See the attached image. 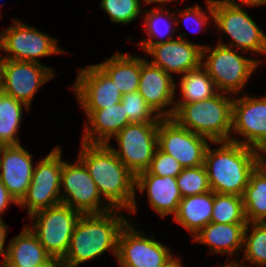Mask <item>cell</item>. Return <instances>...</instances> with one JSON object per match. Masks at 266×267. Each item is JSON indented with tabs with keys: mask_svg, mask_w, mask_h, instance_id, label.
<instances>
[{
	"mask_svg": "<svg viewBox=\"0 0 266 267\" xmlns=\"http://www.w3.org/2000/svg\"><path fill=\"white\" fill-rule=\"evenodd\" d=\"M212 143L221 146L211 150L208 145L204 155L211 190L214 193L242 197L250 175L255 170L253 148L230 140Z\"/></svg>",
	"mask_w": 266,
	"mask_h": 267,
	"instance_id": "obj_3",
	"label": "cell"
},
{
	"mask_svg": "<svg viewBox=\"0 0 266 267\" xmlns=\"http://www.w3.org/2000/svg\"><path fill=\"white\" fill-rule=\"evenodd\" d=\"M213 212V191L187 196L179 203L174 220L193 236L211 223Z\"/></svg>",
	"mask_w": 266,
	"mask_h": 267,
	"instance_id": "obj_25",
	"label": "cell"
},
{
	"mask_svg": "<svg viewBox=\"0 0 266 267\" xmlns=\"http://www.w3.org/2000/svg\"><path fill=\"white\" fill-rule=\"evenodd\" d=\"M82 142L90 144H109L124 126L131 123L125 114L122 103L93 111L88 117Z\"/></svg>",
	"mask_w": 266,
	"mask_h": 267,
	"instance_id": "obj_21",
	"label": "cell"
},
{
	"mask_svg": "<svg viewBox=\"0 0 266 267\" xmlns=\"http://www.w3.org/2000/svg\"><path fill=\"white\" fill-rule=\"evenodd\" d=\"M78 158L107 204L113 209L136 213L135 175L118 159L110 145L81 142Z\"/></svg>",
	"mask_w": 266,
	"mask_h": 267,
	"instance_id": "obj_1",
	"label": "cell"
},
{
	"mask_svg": "<svg viewBox=\"0 0 266 267\" xmlns=\"http://www.w3.org/2000/svg\"><path fill=\"white\" fill-rule=\"evenodd\" d=\"M6 261L20 267H36L41 265H60L44 249L37 236L29 226H25L22 232L9 241Z\"/></svg>",
	"mask_w": 266,
	"mask_h": 267,
	"instance_id": "obj_22",
	"label": "cell"
},
{
	"mask_svg": "<svg viewBox=\"0 0 266 267\" xmlns=\"http://www.w3.org/2000/svg\"><path fill=\"white\" fill-rule=\"evenodd\" d=\"M219 267H250L249 265H241L240 263L238 264V262L234 261V262H230V263H227L226 265H222V266H219Z\"/></svg>",
	"mask_w": 266,
	"mask_h": 267,
	"instance_id": "obj_43",
	"label": "cell"
},
{
	"mask_svg": "<svg viewBox=\"0 0 266 267\" xmlns=\"http://www.w3.org/2000/svg\"><path fill=\"white\" fill-rule=\"evenodd\" d=\"M8 226L4 224L2 218L0 219V256L3 255V261L6 260L7 251L8 249L4 250V244L6 240V233H7Z\"/></svg>",
	"mask_w": 266,
	"mask_h": 267,
	"instance_id": "obj_38",
	"label": "cell"
},
{
	"mask_svg": "<svg viewBox=\"0 0 266 267\" xmlns=\"http://www.w3.org/2000/svg\"><path fill=\"white\" fill-rule=\"evenodd\" d=\"M252 224V232L248 235L249 226ZM244 262L253 265L264 266L266 264V222H250L246 224L244 231Z\"/></svg>",
	"mask_w": 266,
	"mask_h": 267,
	"instance_id": "obj_31",
	"label": "cell"
},
{
	"mask_svg": "<svg viewBox=\"0 0 266 267\" xmlns=\"http://www.w3.org/2000/svg\"><path fill=\"white\" fill-rule=\"evenodd\" d=\"M3 92V59L0 56V93Z\"/></svg>",
	"mask_w": 266,
	"mask_h": 267,
	"instance_id": "obj_41",
	"label": "cell"
},
{
	"mask_svg": "<svg viewBox=\"0 0 266 267\" xmlns=\"http://www.w3.org/2000/svg\"><path fill=\"white\" fill-rule=\"evenodd\" d=\"M121 103L131 123L159 122L162 119L146 103L144 97L138 91L124 94Z\"/></svg>",
	"mask_w": 266,
	"mask_h": 267,
	"instance_id": "obj_33",
	"label": "cell"
},
{
	"mask_svg": "<svg viewBox=\"0 0 266 267\" xmlns=\"http://www.w3.org/2000/svg\"><path fill=\"white\" fill-rule=\"evenodd\" d=\"M62 150L53 149L33 169L31 184L18 206L27 207L29 217L37 211L61 203Z\"/></svg>",
	"mask_w": 266,
	"mask_h": 267,
	"instance_id": "obj_8",
	"label": "cell"
},
{
	"mask_svg": "<svg viewBox=\"0 0 266 267\" xmlns=\"http://www.w3.org/2000/svg\"><path fill=\"white\" fill-rule=\"evenodd\" d=\"M11 202L18 204L17 200L8 192L7 188L2 184L0 180V219L1 213H3L8 208Z\"/></svg>",
	"mask_w": 266,
	"mask_h": 267,
	"instance_id": "obj_37",
	"label": "cell"
},
{
	"mask_svg": "<svg viewBox=\"0 0 266 267\" xmlns=\"http://www.w3.org/2000/svg\"><path fill=\"white\" fill-rule=\"evenodd\" d=\"M180 91L183 101H175L169 108L170 118L181 104H189L213 97L218 90L209 73L202 67L184 73L180 80Z\"/></svg>",
	"mask_w": 266,
	"mask_h": 267,
	"instance_id": "obj_27",
	"label": "cell"
},
{
	"mask_svg": "<svg viewBox=\"0 0 266 267\" xmlns=\"http://www.w3.org/2000/svg\"><path fill=\"white\" fill-rule=\"evenodd\" d=\"M32 162V155L23 146H0V180L17 202L31 184Z\"/></svg>",
	"mask_w": 266,
	"mask_h": 267,
	"instance_id": "obj_18",
	"label": "cell"
},
{
	"mask_svg": "<svg viewBox=\"0 0 266 267\" xmlns=\"http://www.w3.org/2000/svg\"><path fill=\"white\" fill-rule=\"evenodd\" d=\"M253 152H262L263 155H266V145H258L253 147Z\"/></svg>",
	"mask_w": 266,
	"mask_h": 267,
	"instance_id": "obj_44",
	"label": "cell"
},
{
	"mask_svg": "<svg viewBox=\"0 0 266 267\" xmlns=\"http://www.w3.org/2000/svg\"><path fill=\"white\" fill-rule=\"evenodd\" d=\"M183 36L186 34L158 44H140V47L153 57L150 62L152 65L160 67L171 76L173 73L183 75L201 66L204 47L189 42Z\"/></svg>",
	"mask_w": 266,
	"mask_h": 267,
	"instance_id": "obj_16",
	"label": "cell"
},
{
	"mask_svg": "<svg viewBox=\"0 0 266 267\" xmlns=\"http://www.w3.org/2000/svg\"><path fill=\"white\" fill-rule=\"evenodd\" d=\"M173 1H178V0H173ZM168 2H172V0H144L143 3H145L146 5L151 3H159V5L161 4L163 5Z\"/></svg>",
	"mask_w": 266,
	"mask_h": 267,
	"instance_id": "obj_42",
	"label": "cell"
},
{
	"mask_svg": "<svg viewBox=\"0 0 266 267\" xmlns=\"http://www.w3.org/2000/svg\"><path fill=\"white\" fill-rule=\"evenodd\" d=\"M124 94L138 91L141 58L117 53L103 63L97 64Z\"/></svg>",
	"mask_w": 266,
	"mask_h": 267,
	"instance_id": "obj_26",
	"label": "cell"
},
{
	"mask_svg": "<svg viewBox=\"0 0 266 267\" xmlns=\"http://www.w3.org/2000/svg\"><path fill=\"white\" fill-rule=\"evenodd\" d=\"M183 168L184 167L173 156L164 153L157 147L150 167L146 171L138 174L177 177L182 172Z\"/></svg>",
	"mask_w": 266,
	"mask_h": 267,
	"instance_id": "obj_35",
	"label": "cell"
},
{
	"mask_svg": "<svg viewBox=\"0 0 266 267\" xmlns=\"http://www.w3.org/2000/svg\"><path fill=\"white\" fill-rule=\"evenodd\" d=\"M141 0H101L100 6L113 23L128 24L141 14Z\"/></svg>",
	"mask_w": 266,
	"mask_h": 267,
	"instance_id": "obj_34",
	"label": "cell"
},
{
	"mask_svg": "<svg viewBox=\"0 0 266 267\" xmlns=\"http://www.w3.org/2000/svg\"><path fill=\"white\" fill-rule=\"evenodd\" d=\"M176 179L182 198L211 191L204 165L183 168Z\"/></svg>",
	"mask_w": 266,
	"mask_h": 267,
	"instance_id": "obj_32",
	"label": "cell"
},
{
	"mask_svg": "<svg viewBox=\"0 0 266 267\" xmlns=\"http://www.w3.org/2000/svg\"><path fill=\"white\" fill-rule=\"evenodd\" d=\"M158 124L159 122L129 123L114 136L119 148L110 147L135 176L150 167L157 148Z\"/></svg>",
	"mask_w": 266,
	"mask_h": 267,
	"instance_id": "obj_9",
	"label": "cell"
},
{
	"mask_svg": "<svg viewBox=\"0 0 266 267\" xmlns=\"http://www.w3.org/2000/svg\"><path fill=\"white\" fill-rule=\"evenodd\" d=\"M211 222L220 224H247L243 198L235 194L213 192Z\"/></svg>",
	"mask_w": 266,
	"mask_h": 267,
	"instance_id": "obj_29",
	"label": "cell"
},
{
	"mask_svg": "<svg viewBox=\"0 0 266 267\" xmlns=\"http://www.w3.org/2000/svg\"><path fill=\"white\" fill-rule=\"evenodd\" d=\"M238 51L219 43L213 49L209 46L202 49L201 66L211 76L218 92L239 94L261 62L245 58L239 55ZM204 58L207 60H203Z\"/></svg>",
	"mask_w": 266,
	"mask_h": 267,
	"instance_id": "obj_6",
	"label": "cell"
},
{
	"mask_svg": "<svg viewBox=\"0 0 266 267\" xmlns=\"http://www.w3.org/2000/svg\"><path fill=\"white\" fill-rule=\"evenodd\" d=\"M207 12L221 34L229 35V45L219 44L266 55V34L234 0H206Z\"/></svg>",
	"mask_w": 266,
	"mask_h": 267,
	"instance_id": "obj_5",
	"label": "cell"
},
{
	"mask_svg": "<svg viewBox=\"0 0 266 267\" xmlns=\"http://www.w3.org/2000/svg\"><path fill=\"white\" fill-rule=\"evenodd\" d=\"M265 155L254 152L255 170L243 193L247 222H266V162Z\"/></svg>",
	"mask_w": 266,
	"mask_h": 267,
	"instance_id": "obj_23",
	"label": "cell"
},
{
	"mask_svg": "<svg viewBox=\"0 0 266 267\" xmlns=\"http://www.w3.org/2000/svg\"><path fill=\"white\" fill-rule=\"evenodd\" d=\"M82 214L64 203L35 212L30 228L53 259L61 261L68 250L74 227ZM35 218V219H34Z\"/></svg>",
	"mask_w": 266,
	"mask_h": 267,
	"instance_id": "obj_7",
	"label": "cell"
},
{
	"mask_svg": "<svg viewBox=\"0 0 266 267\" xmlns=\"http://www.w3.org/2000/svg\"><path fill=\"white\" fill-rule=\"evenodd\" d=\"M120 209L100 214H82L78 219L66 255L60 261L61 267H76L94 259L107 250L115 257L118 253V238L128 222ZM118 212V213H117Z\"/></svg>",
	"mask_w": 266,
	"mask_h": 267,
	"instance_id": "obj_2",
	"label": "cell"
},
{
	"mask_svg": "<svg viewBox=\"0 0 266 267\" xmlns=\"http://www.w3.org/2000/svg\"><path fill=\"white\" fill-rule=\"evenodd\" d=\"M79 71L72 88L87 117L95 110L121 102L122 93L97 64L89 65Z\"/></svg>",
	"mask_w": 266,
	"mask_h": 267,
	"instance_id": "obj_14",
	"label": "cell"
},
{
	"mask_svg": "<svg viewBox=\"0 0 266 267\" xmlns=\"http://www.w3.org/2000/svg\"><path fill=\"white\" fill-rule=\"evenodd\" d=\"M178 12H180L179 15L183 17L184 23L187 21H195V25H197V27L199 26L200 28L208 24V16L198 5H196L195 7H186L185 11ZM198 32H200V30Z\"/></svg>",
	"mask_w": 266,
	"mask_h": 267,
	"instance_id": "obj_36",
	"label": "cell"
},
{
	"mask_svg": "<svg viewBox=\"0 0 266 267\" xmlns=\"http://www.w3.org/2000/svg\"><path fill=\"white\" fill-rule=\"evenodd\" d=\"M241 5L244 6H256L263 5L266 3V0H239Z\"/></svg>",
	"mask_w": 266,
	"mask_h": 267,
	"instance_id": "obj_39",
	"label": "cell"
},
{
	"mask_svg": "<svg viewBox=\"0 0 266 267\" xmlns=\"http://www.w3.org/2000/svg\"><path fill=\"white\" fill-rule=\"evenodd\" d=\"M23 107L30 109L12 96L0 93V146L20 145L16 136L22 121Z\"/></svg>",
	"mask_w": 266,
	"mask_h": 267,
	"instance_id": "obj_28",
	"label": "cell"
},
{
	"mask_svg": "<svg viewBox=\"0 0 266 267\" xmlns=\"http://www.w3.org/2000/svg\"><path fill=\"white\" fill-rule=\"evenodd\" d=\"M56 40L19 20L0 33V50L8 52L2 59L40 63L39 57L64 53Z\"/></svg>",
	"mask_w": 266,
	"mask_h": 267,
	"instance_id": "obj_11",
	"label": "cell"
},
{
	"mask_svg": "<svg viewBox=\"0 0 266 267\" xmlns=\"http://www.w3.org/2000/svg\"><path fill=\"white\" fill-rule=\"evenodd\" d=\"M175 91L176 82H174L173 76L141 58L138 92L159 117L170 118V110L162 109L174 104Z\"/></svg>",
	"mask_w": 266,
	"mask_h": 267,
	"instance_id": "obj_19",
	"label": "cell"
},
{
	"mask_svg": "<svg viewBox=\"0 0 266 267\" xmlns=\"http://www.w3.org/2000/svg\"><path fill=\"white\" fill-rule=\"evenodd\" d=\"M210 141L207 137L181 127L173 118H162L158 124L157 147L173 156L184 168L204 165Z\"/></svg>",
	"mask_w": 266,
	"mask_h": 267,
	"instance_id": "obj_12",
	"label": "cell"
},
{
	"mask_svg": "<svg viewBox=\"0 0 266 267\" xmlns=\"http://www.w3.org/2000/svg\"><path fill=\"white\" fill-rule=\"evenodd\" d=\"M127 222L118 238L116 259L120 267H166L175 259L162 243L143 236Z\"/></svg>",
	"mask_w": 266,
	"mask_h": 267,
	"instance_id": "obj_13",
	"label": "cell"
},
{
	"mask_svg": "<svg viewBox=\"0 0 266 267\" xmlns=\"http://www.w3.org/2000/svg\"><path fill=\"white\" fill-rule=\"evenodd\" d=\"M246 224L209 223L195 234L194 241L207 244L213 253L238 254L243 246Z\"/></svg>",
	"mask_w": 266,
	"mask_h": 267,
	"instance_id": "obj_24",
	"label": "cell"
},
{
	"mask_svg": "<svg viewBox=\"0 0 266 267\" xmlns=\"http://www.w3.org/2000/svg\"><path fill=\"white\" fill-rule=\"evenodd\" d=\"M217 92L213 97L181 104L173 119L183 128L212 141H229L232 132L233 99Z\"/></svg>",
	"mask_w": 266,
	"mask_h": 267,
	"instance_id": "obj_4",
	"label": "cell"
},
{
	"mask_svg": "<svg viewBox=\"0 0 266 267\" xmlns=\"http://www.w3.org/2000/svg\"><path fill=\"white\" fill-rule=\"evenodd\" d=\"M142 194L147 189L148 202L160 216L176 214L182 196L179 192L176 177H160L154 174H137L135 189Z\"/></svg>",
	"mask_w": 266,
	"mask_h": 267,
	"instance_id": "obj_20",
	"label": "cell"
},
{
	"mask_svg": "<svg viewBox=\"0 0 266 267\" xmlns=\"http://www.w3.org/2000/svg\"><path fill=\"white\" fill-rule=\"evenodd\" d=\"M160 8L153 9L150 11L144 10V12H146L147 14L145 16L144 24H145L146 33L148 34V39L140 42L139 44H158V43H162V42L175 39L173 37L174 36L173 33H175V30L173 28L178 25V20L173 21V18H175V15L168 13L166 9L163 10L162 6H160ZM167 19L169 21L171 19L175 26L173 25L172 22L169 23ZM161 23H163V25H161ZM164 37H167V40H165ZM156 38H159V39L155 41L154 39Z\"/></svg>",
	"mask_w": 266,
	"mask_h": 267,
	"instance_id": "obj_30",
	"label": "cell"
},
{
	"mask_svg": "<svg viewBox=\"0 0 266 267\" xmlns=\"http://www.w3.org/2000/svg\"><path fill=\"white\" fill-rule=\"evenodd\" d=\"M166 267H184L181 264V261H179V259L177 260L176 258L171 261Z\"/></svg>",
	"mask_w": 266,
	"mask_h": 267,
	"instance_id": "obj_45",
	"label": "cell"
},
{
	"mask_svg": "<svg viewBox=\"0 0 266 267\" xmlns=\"http://www.w3.org/2000/svg\"><path fill=\"white\" fill-rule=\"evenodd\" d=\"M232 130L245 139L232 136L230 141L252 148L266 145V95L260 99L247 95L233 98Z\"/></svg>",
	"mask_w": 266,
	"mask_h": 267,
	"instance_id": "obj_17",
	"label": "cell"
},
{
	"mask_svg": "<svg viewBox=\"0 0 266 267\" xmlns=\"http://www.w3.org/2000/svg\"><path fill=\"white\" fill-rule=\"evenodd\" d=\"M62 186L65 193H61V203L81 214H100L113 209L104 202L102 204L97 185L79 158L74 164L63 161L61 188Z\"/></svg>",
	"mask_w": 266,
	"mask_h": 267,
	"instance_id": "obj_10",
	"label": "cell"
},
{
	"mask_svg": "<svg viewBox=\"0 0 266 267\" xmlns=\"http://www.w3.org/2000/svg\"><path fill=\"white\" fill-rule=\"evenodd\" d=\"M53 71L35 62L3 59V93L30 108L39 87L55 76Z\"/></svg>",
	"mask_w": 266,
	"mask_h": 267,
	"instance_id": "obj_15",
	"label": "cell"
},
{
	"mask_svg": "<svg viewBox=\"0 0 266 267\" xmlns=\"http://www.w3.org/2000/svg\"><path fill=\"white\" fill-rule=\"evenodd\" d=\"M0 267H20L11 263H8L6 260H4ZM23 267V266H22ZM30 267V266H29ZM36 267H61L60 265H41V266H36Z\"/></svg>",
	"mask_w": 266,
	"mask_h": 267,
	"instance_id": "obj_40",
	"label": "cell"
}]
</instances>
